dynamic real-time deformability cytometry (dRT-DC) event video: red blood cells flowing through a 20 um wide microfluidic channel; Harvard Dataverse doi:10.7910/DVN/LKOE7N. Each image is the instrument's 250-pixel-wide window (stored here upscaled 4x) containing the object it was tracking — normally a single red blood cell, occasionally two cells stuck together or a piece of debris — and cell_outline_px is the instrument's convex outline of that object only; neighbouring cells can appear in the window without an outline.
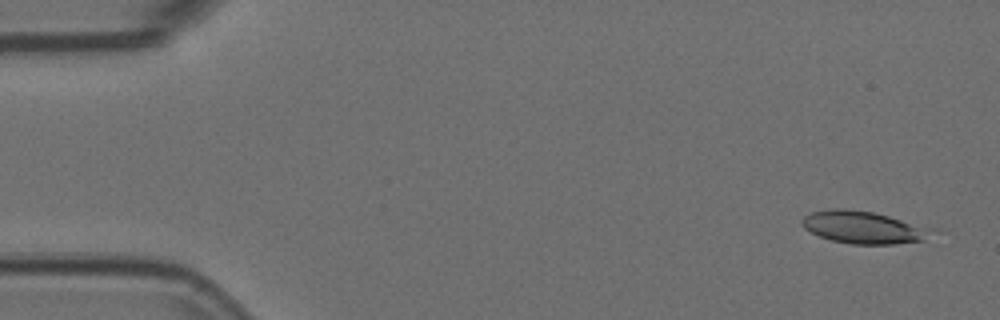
{"species": "Egyptian fruit bat (a non-hibernating species)", "species_latin": "Rousettus aegyptiacus", "temperature_condition": "room temperature", "stored_images_in_passage": 3, "camera_frame_rate_fps": 3000, "um_per_image_px": 0.085, "animal": {"sex": "female"}, "frame": {"image": 1, "passage_image": 1, "time_ms": 0.0, "image_size_px": [1000, 320], "cell_outline_px": [[940, 232], [924, 240], [892, 244], [852, 244], [832, 240], [820, 236], [804, 228], [800, 224], [800, 220], [804, 216], [812, 212], [832, 208], [844, 208], [872, 212], [936, 228]], "centroid_in_image_um": [73.47, 19.32], "position_along_channel_um": 11.5, "area_um2": 24.8}}